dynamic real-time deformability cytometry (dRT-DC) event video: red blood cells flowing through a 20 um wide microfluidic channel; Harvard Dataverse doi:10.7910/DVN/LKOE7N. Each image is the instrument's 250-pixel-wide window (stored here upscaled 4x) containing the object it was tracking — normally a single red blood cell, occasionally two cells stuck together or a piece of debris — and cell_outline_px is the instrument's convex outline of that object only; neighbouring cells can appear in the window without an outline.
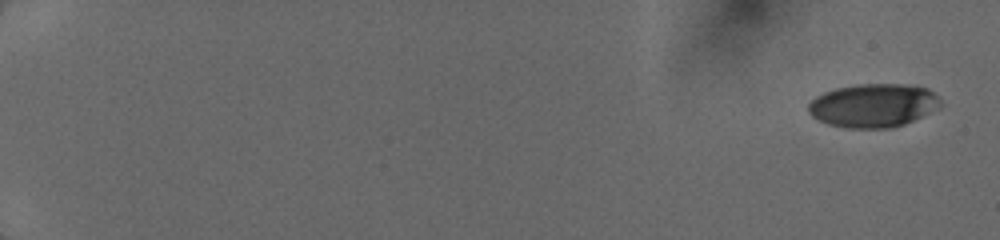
{"species": "human", "species_latin": "Homo sapiens", "temperature_condition": "cold", "stored_images_in_passage": 20, "camera_frame_rate_fps": 3000, "um_per_image_px": 0.085, "donor": {"sex": "female"}, "frame": {"image": 1, "passage_image": 1, "time_ms": 0.0, "image_size_px": [1000, 240], "cell_outline_px": [[940, 108], [904, 124], [892, 128], [848, 128], [828, 124], [812, 116], [808, 112], [808, 104], [816, 96], [824, 92], [836, 88], [856, 84], [904, 84], [928, 88], [940, 100]], "centroid_in_image_um": [74.22, 8.96], "position_along_channel_um": 10.8, "area_um2": 33.52}}
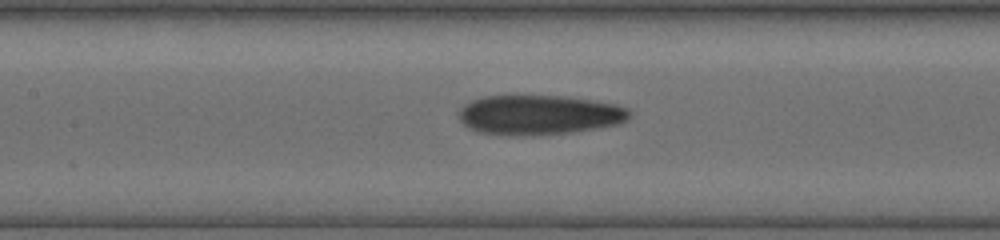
{"frame": {"image": 2, "passage_image": 13, "time_ms": 8.667, "image_size_px": [1000, 240], "cell_outline_px": [[628, 120], [620, 124], [596, 128], [568, 132], [508, 136], [480, 132], [468, 128], [460, 120], [460, 108], [464, 104], [472, 100], [484, 96], [564, 96], [616, 104], [628, 108]], "centroid_in_image_um": [45.8, 9.76], "position_along_channel_um": 161.6, "area_um2": 39.13}}
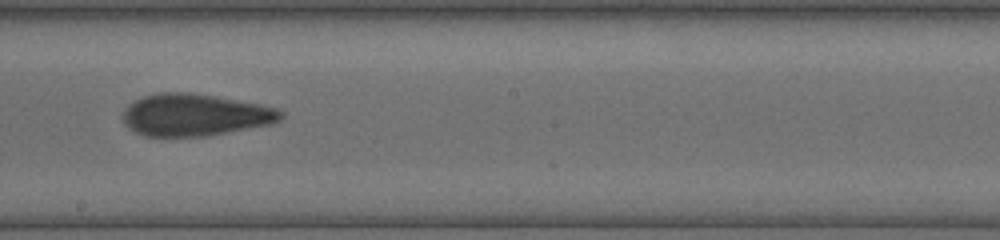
{"frame": {"image": 3, "passage_image": 18, "time_ms": 10.333, "image_size_px": [1000, 240], "cell_outline_px": [[284, 116], [280, 120], [272, 124], [204, 136], [144, 136], [128, 128], [124, 124], [124, 108], [128, 104], [144, 96], [164, 92], [188, 92], [216, 96], [260, 104], [276, 108], [284, 112]], "centroid_in_image_um": [16.58, 9.76], "position_along_channel_um": 231.6, "area_um2": 38.61}}